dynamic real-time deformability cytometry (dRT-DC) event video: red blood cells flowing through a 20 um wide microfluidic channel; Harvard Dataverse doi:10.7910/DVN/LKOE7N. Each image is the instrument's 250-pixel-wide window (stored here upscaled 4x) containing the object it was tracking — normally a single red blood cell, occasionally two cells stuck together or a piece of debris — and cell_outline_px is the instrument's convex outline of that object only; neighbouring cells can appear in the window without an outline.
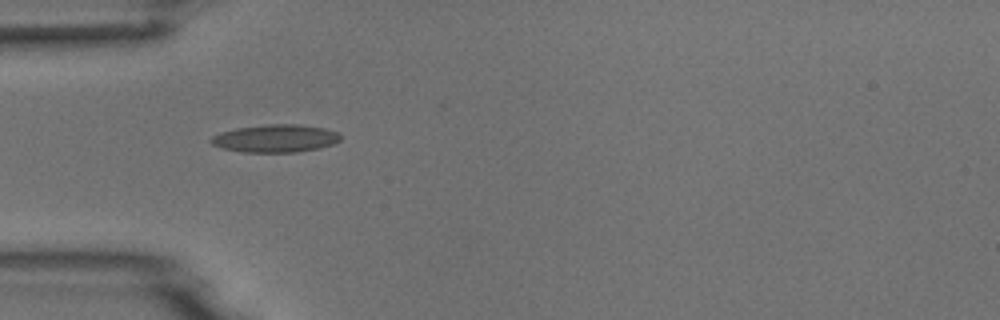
{"species": "common noctule bat (a hibernating species)", "species_latin": "Nyctalus noctula", "temperature_condition": "room temperature", "stored_images_in_passage": 2, "camera_frame_rate_fps": 3000, "um_per_image_px": 0.085, "animal": {"sex": "male", "body_mass_g": 18.8}, "frame": {"image": 1, "passage_image": 1, "time_ms": 0.0, "image_size_px": [1000, 320], "cell_outline_px": [[340, 140], [332, 144], [320, 148], [296, 152], [244, 152], [220, 148], [212, 144], [208, 140], [212, 136], [220, 132], [236, 128], [268, 124], [296, 124], [324, 128], [340, 132]], "centroid_in_image_um": [23.39, 11.76], "position_along_channel_um": 61.6, "area_um2": 21.04}}